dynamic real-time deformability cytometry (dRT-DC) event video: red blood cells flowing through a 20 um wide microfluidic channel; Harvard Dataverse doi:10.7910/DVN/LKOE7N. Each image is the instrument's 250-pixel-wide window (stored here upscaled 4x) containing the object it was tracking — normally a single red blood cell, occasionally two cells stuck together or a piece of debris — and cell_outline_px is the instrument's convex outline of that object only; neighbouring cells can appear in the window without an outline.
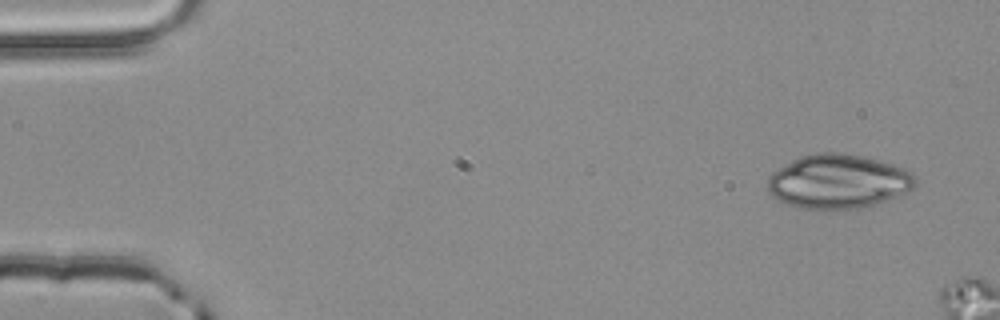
{"species": "common noctule bat (a hibernating species)", "species_latin": "Nyctalus noctula", "temperature_condition": "room temperature", "stored_images_in_passage": 5, "segment_of_instrument_passage": [1, 2], "camera_frame_rate_fps": 3000, "um_per_image_px": 0.085, "animal": {"sex": "male", "body_mass_g": 20.4}, "frame": {"image": 1, "passage_image": 1, "time_ms": 0.0, "image_size_px": [1000, 320], "cell_outline_px": [[916, 184], [912, 188], [896, 196], [872, 204], [856, 208], [800, 208], [788, 204], [772, 196], [768, 192], [768, 176], [772, 172], [792, 160], [800, 156], [816, 152], [840, 152], [860, 156], [892, 164], [904, 168], [912, 172], [916, 176]], "centroid_in_image_um": [71.22, 15.4], "position_along_channel_um": 13.8, "area_um2": 46.01}}